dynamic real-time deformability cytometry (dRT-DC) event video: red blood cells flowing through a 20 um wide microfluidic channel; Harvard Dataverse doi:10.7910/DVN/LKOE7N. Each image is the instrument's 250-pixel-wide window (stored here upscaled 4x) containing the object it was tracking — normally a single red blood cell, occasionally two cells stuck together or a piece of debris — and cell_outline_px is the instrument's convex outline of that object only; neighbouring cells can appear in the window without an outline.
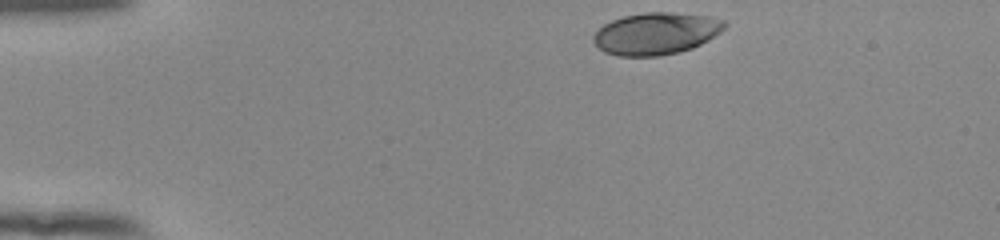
{"species": "human", "species_latin": "Homo sapiens", "temperature_condition": "room temperature", "stored_images_in_passage": 38, "camera_frame_rate_fps": 3000, "um_per_image_px": 0.085, "donor": {"sex": "female"}, "frame": {"image": 1, "passage_image": 1, "time_ms": 0.0, "image_size_px": [1000, 240], "cell_outline_px": [[728, 24], [720, 32], [708, 40], [692, 48], [680, 52], [660, 56], [616, 56], [604, 52], [592, 40], [592, 36], [604, 24], [612, 20], [624, 16], [644, 12], [668, 12], [708, 16], [724, 20]], "centroid_in_image_um": [55.76, 2.85], "position_along_channel_um": 29.2, "area_um2": 32.14}}
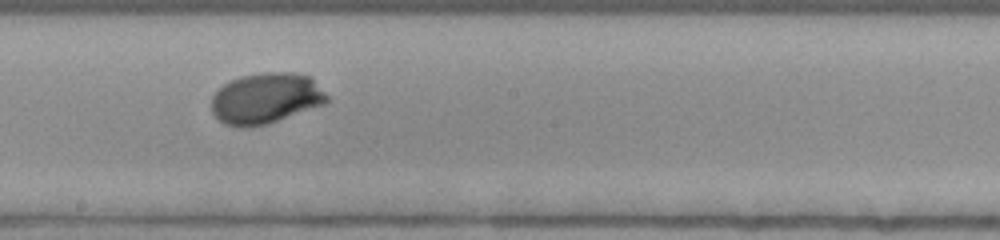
{"frame": {"image": 2, "passage_image": 22, "time_ms": 7.0, "image_size_px": [1000, 240], "cell_outline_px": [[328, 100], [324, 104], [268, 124], [248, 128], [240, 128], [224, 124], [212, 112], [212, 96], [224, 84], [240, 76], [264, 72], [296, 72], [312, 76], [328, 96]], "centroid_in_image_um": [22.62, 8.36], "position_along_channel_um": 225.6, "area_um2": 34.45}}
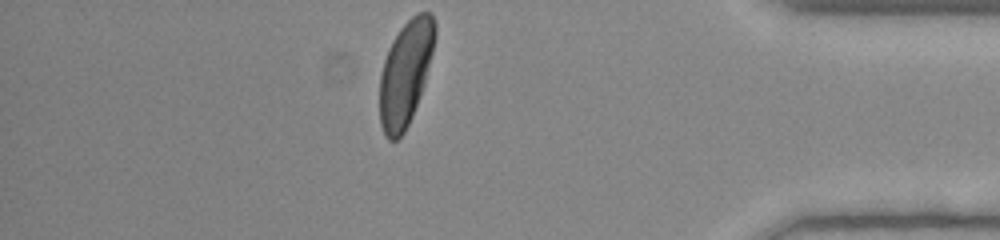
{"frame": {"image": 3, "passage_image": 38, "time_ms": 12.333, "image_size_px": [1000, 240], "cell_outline_px": [[436, 36], [424, 84], [412, 116], [404, 132], [396, 140], [388, 140], [384, 136], [380, 124], [380, 76], [384, 60], [388, 48], [392, 40], [400, 28], [416, 12], [432, 12], [436, 24]], "centroid_in_image_um": [34.47, 6.19], "position_along_channel_um": 400.7, "area_um2": 33.76}, "authors_computed_cell_mechanics": {"area_um2": 33.235, "velocity_mm_per_s": 3.8674, "shape_relaxation_time_tau1_ms": 2.3794, "shape_relaxation_time_tau2_ms": null, "deformation_change_tau1": 0.1706, "deformation_change_tau2": null}}